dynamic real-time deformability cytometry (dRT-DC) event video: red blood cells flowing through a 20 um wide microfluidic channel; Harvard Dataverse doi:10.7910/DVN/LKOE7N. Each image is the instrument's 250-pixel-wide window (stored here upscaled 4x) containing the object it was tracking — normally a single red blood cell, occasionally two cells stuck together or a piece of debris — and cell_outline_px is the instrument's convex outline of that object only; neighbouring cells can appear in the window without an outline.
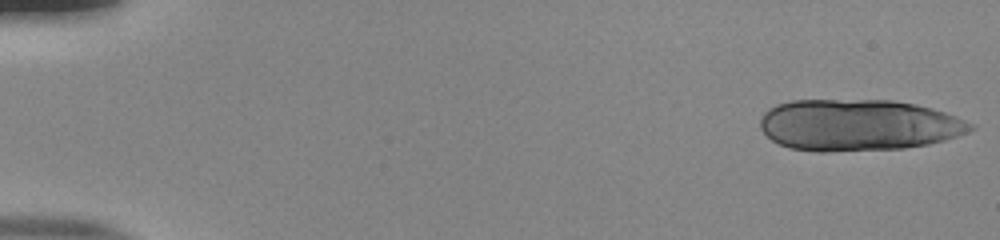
{"species": "human", "species_latin": "Homo sapiens", "temperature_condition": "room temperature", "stored_images_in_passage": 17, "camera_frame_rate_fps": 3000, "um_per_image_px": 0.085, "donor": {"sex": "male"}, "frame": {"image": 1, "passage_image": 1, "time_ms": 0.0, "image_size_px": [1000, 240], "cell_outline_px": [[976, 128], [968, 132], [944, 140], [928, 144], [904, 148], [824, 152], [816, 152], [788, 148], [772, 140], [760, 128], [760, 116], [768, 108], [776, 104], [792, 100], [892, 100], [916, 104], [932, 108], [956, 116], [976, 124]], "centroid_in_image_um": [72.95, 10.63], "position_along_channel_um": 12.1, "area_um2": 63.58}}